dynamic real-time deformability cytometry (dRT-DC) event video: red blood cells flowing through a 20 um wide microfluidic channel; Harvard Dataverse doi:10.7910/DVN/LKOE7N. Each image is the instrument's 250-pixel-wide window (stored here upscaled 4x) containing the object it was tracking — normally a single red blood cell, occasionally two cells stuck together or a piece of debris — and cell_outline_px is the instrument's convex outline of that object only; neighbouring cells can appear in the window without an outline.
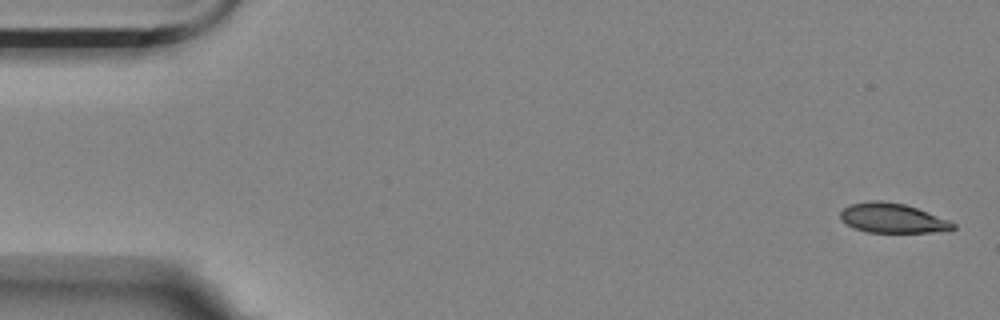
{"species": "Egyptian fruit bat (a non-hibernating species)", "species_latin": "Rousettus aegyptiacus", "temperature_condition": "room temperature", "stored_images_in_passage": 5, "camera_frame_rate_fps": 3000, "um_per_image_px": 0.085, "animal": {"sex": "female"}, "frame": {"image": 1, "passage_image": 1, "time_ms": 0.0, "image_size_px": [1000, 320], "cell_outline_px": [[956, 228], [932, 232], [868, 232], [852, 228], [844, 224], [840, 220], [840, 212], [848, 204], [868, 200], [880, 200], [904, 204], [916, 208], [948, 220], [956, 224]], "centroid_in_image_um": [75.77, 18.53], "position_along_channel_um": 9.2, "area_um2": 19.48}}
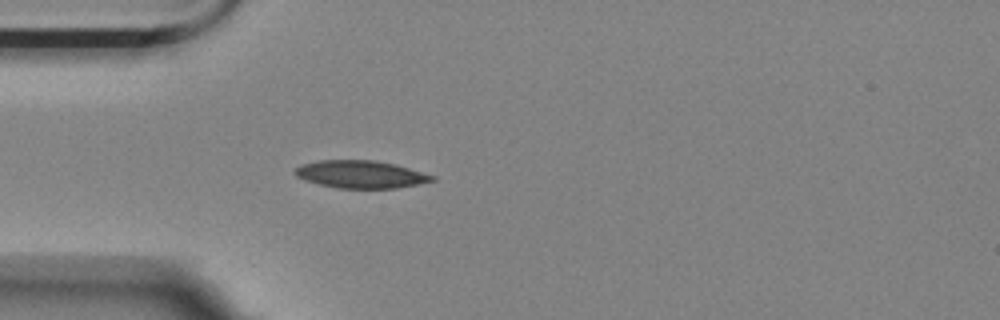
{"frame": {"image": 2, "passage_image": 5, "time_ms": 4.667, "image_size_px": [1000, 320], "cell_outline_px": [[436, 180], [396, 188], [336, 188], [304, 180], [296, 176], [292, 172], [300, 164], [320, 160], [372, 160], [392, 164], [408, 168], [436, 176]], "centroid_in_image_um": [30.61, 14.82], "position_along_channel_um": 54.4, "area_um2": 21.91}}